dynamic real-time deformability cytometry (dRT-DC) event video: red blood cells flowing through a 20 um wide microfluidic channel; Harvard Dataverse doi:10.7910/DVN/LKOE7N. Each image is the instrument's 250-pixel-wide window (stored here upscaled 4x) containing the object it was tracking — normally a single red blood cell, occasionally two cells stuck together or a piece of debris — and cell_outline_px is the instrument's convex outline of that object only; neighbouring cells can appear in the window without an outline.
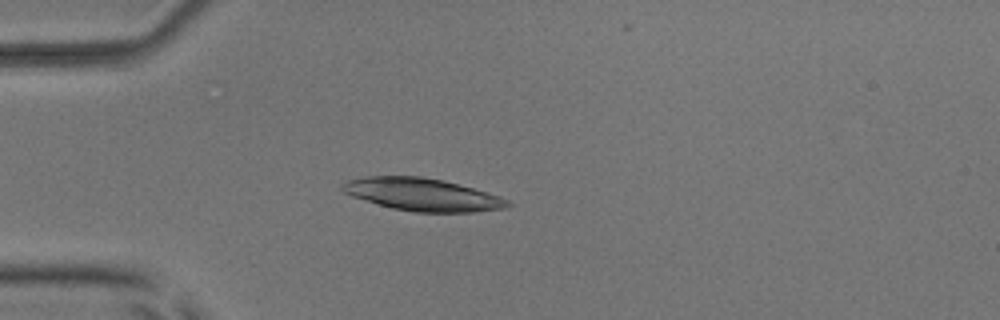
{"species": "common noctule bat (a hibernating species)", "species_latin": "Nyctalus noctula", "temperature_condition": "room temperature", "stored_images_in_passage": 52, "camera_frame_rate_fps": 3000, "um_per_image_px": 0.085, "animal": {"sex": "male", "body_mass_g": 17.9, "forearm_length_mm": 54.2}, "frame": {"image": 1, "passage_image": 15, "time_ms": 4.667, "image_size_px": [1000, 320], "cell_outline_px": [[512, 204], [504, 208], [472, 212], [412, 212], [392, 208], [352, 196], [344, 192], [340, 188], [340, 184], [348, 180], [364, 176], [420, 176], [444, 180], [500, 196], [508, 200]], "centroid_in_image_um": [35.87, 16.53], "position_along_channel_um": 49.1, "area_um2": 31.27}}
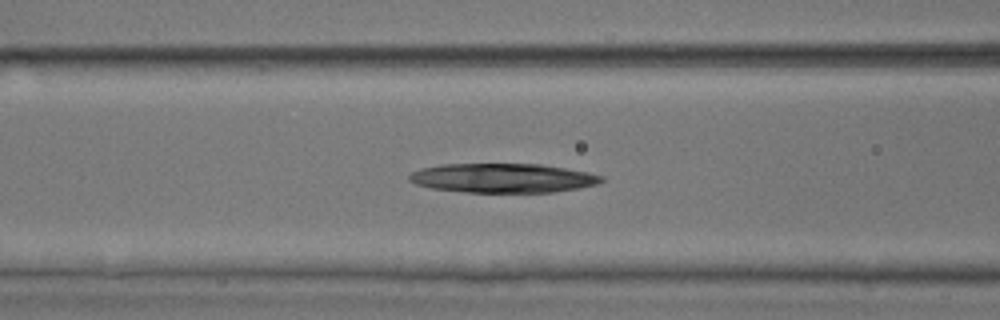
{"frame": {"image": 2, "passage_image": 22, "time_ms": 7.0, "image_size_px": [1000, 320], "cell_outline_px": [[604, 180], [596, 184], [580, 188], [552, 192], [464, 192], [432, 188], [416, 184], [408, 180], [408, 176], [412, 172], [420, 168], [440, 164], [540, 164], [588, 172], [604, 176]], "centroid_in_image_um": [42.72, 15.13], "position_along_channel_um": 123.9, "area_um2": 32.77}}
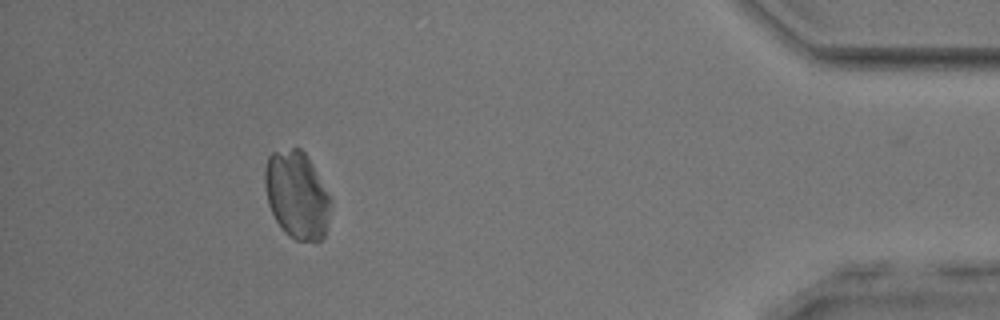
{"frame": {"image": 3, "passage_image": 48, "time_ms": 15.667, "image_size_px": [1000, 320], "cell_outline_px": [[332, 200], [328, 220], [324, 236], [316, 244], [296, 240], [288, 236], [284, 232], [276, 220], [268, 204], [264, 184], [264, 168], [268, 156], [272, 152], [292, 148], [300, 148], [304, 152]], "centroid_in_image_um": [25.22, 16.61], "position_along_channel_um": 410.0, "area_um2": 33.64}}